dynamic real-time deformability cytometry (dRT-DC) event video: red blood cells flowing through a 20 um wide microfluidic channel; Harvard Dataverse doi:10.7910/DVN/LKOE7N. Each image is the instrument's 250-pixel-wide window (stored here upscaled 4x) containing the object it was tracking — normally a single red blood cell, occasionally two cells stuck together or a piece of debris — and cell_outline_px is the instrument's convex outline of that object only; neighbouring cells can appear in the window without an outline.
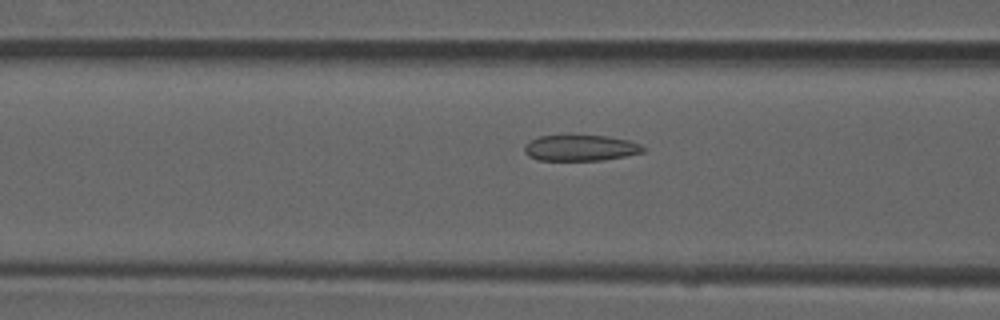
{"species": "common noctule bat (a hibernating species)", "species_latin": "Nyctalus noctula", "temperature_condition": "room temperature", "stored_images_in_passage": 29, "camera_frame_rate_fps": 3000, "um_per_image_px": 0.085, "animal": {"sex": "male", "forearm_length_mm": 52.5}, "frame": {"image": 1, "passage_image": 4, "time_ms": 1.0, "image_size_px": [1000, 320], "cell_outline_px": [[648, 148], [644, 152], [624, 156], [600, 160], [536, 160], [528, 156], [524, 152], [524, 144], [540, 136], [568, 132], [608, 136], [628, 140], [640, 144]], "centroid_in_image_um": [49.31, 12.52], "position_along_channel_um": 117.3, "area_um2": 18.84}}
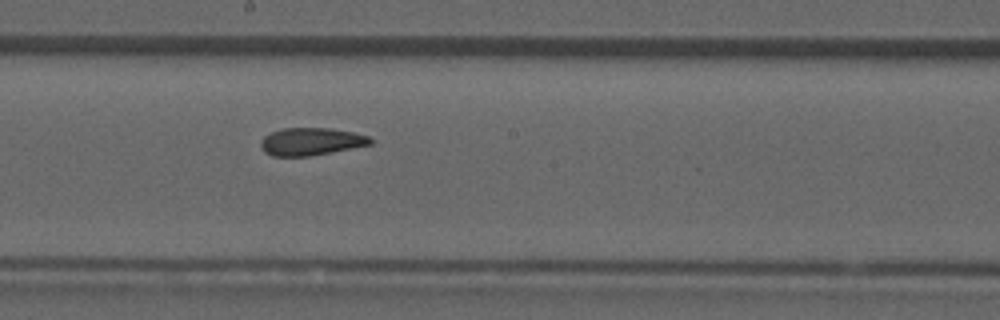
{"frame": {"image": 2, "passage_image": 12, "time_ms": 3.667, "image_size_px": [1000, 320], "cell_outline_px": [[372, 144], [308, 156], [272, 156], [264, 152], [260, 148], [260, 140], [264, 136], [272, 132], [284, 128], [332, 128], [352, 132], [368, 136], [372, 140]], "centroid_in_image_um": [26.39, 12.03], "position_along_channel_um": 221.8, "area_um2": 17.51}}
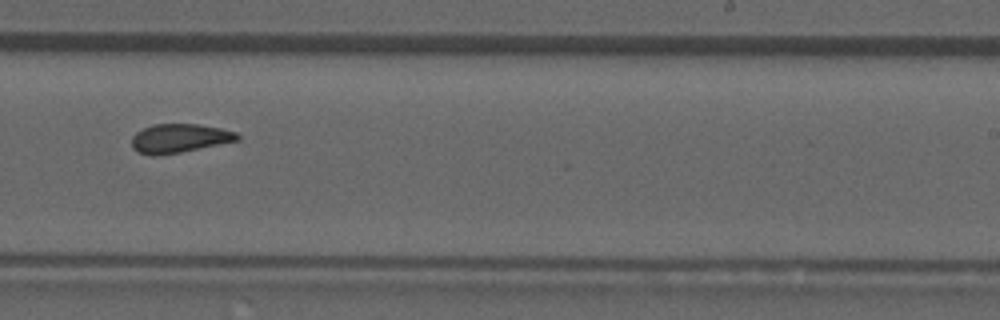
{"frame": {"image": 3, "passage_image": 16, "time_ms": 5.0, "image_size_px": [1000, 320], "cell_outline_px": [[240, 140], [180, 152], [152, 156], [136, 152], [132, 148], [132, 136], [136, 132], [152, 124], [196, 124], [220, 128], [236, 132], [240, 136]], "centroid_in_image_um": [15.22, 11.76], "position_along_channel_um": 273.8, "area_um2": 17.74}}